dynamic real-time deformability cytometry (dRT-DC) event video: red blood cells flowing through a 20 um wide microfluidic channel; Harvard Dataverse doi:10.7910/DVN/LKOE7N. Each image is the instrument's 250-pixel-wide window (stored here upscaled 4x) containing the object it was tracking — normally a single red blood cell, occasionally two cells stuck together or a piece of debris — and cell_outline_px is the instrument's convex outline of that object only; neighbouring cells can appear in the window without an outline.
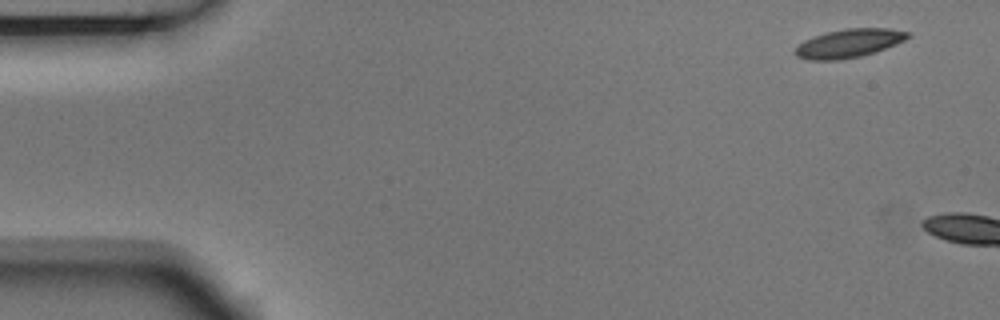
{"species": "Egyptian fruit bat (a non-hibernating species)", "species_latin": "Rousettus aegyptiacus", "temperature_condition": "room temperature", "stored_images_in_passage": 2, "camera_frame_rate_fps": 3000, "um_per_image_px": 0.085, "animal": {"sex": "male"}, "frame": {"image": 1, "passage_image": 1, "time_ms": 0.0, "image_size_px": [1000, 320], "cell_outline_px": [[912, 36], [896, 44], [860, 56], [840, 60], [808, 60], [796, 56], [792, 52], [804, 40], [828, 32], [848, 28], [888, 28], [908, 32]], "centroid_in_image_um": [72.14, 3.68], "position_along_channel_um": 12.9, "area_um2": 18.5}}